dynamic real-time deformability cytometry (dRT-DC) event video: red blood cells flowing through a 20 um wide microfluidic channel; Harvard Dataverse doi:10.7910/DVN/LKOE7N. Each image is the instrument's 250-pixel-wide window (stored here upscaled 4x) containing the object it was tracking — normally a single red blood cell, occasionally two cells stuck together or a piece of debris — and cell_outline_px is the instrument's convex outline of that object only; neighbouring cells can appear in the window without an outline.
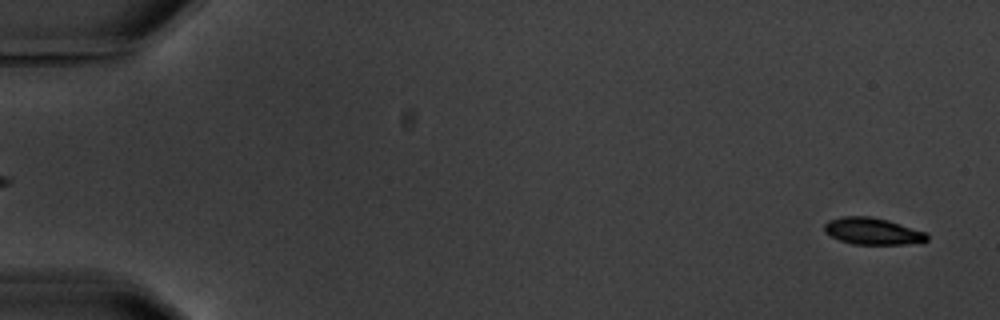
{"species": "common noctule bat (a hibernating species)", "species_latin": "Nyctalus noctula", "temperature_condition": "warm", "stored_images_in_passage": 3, "segment_of_instrument_passage": [2, 2], "camera_frame_rate_fps": 3000, "um_per_image_px": 0.085, "animal": {"sex": "male", "body_mass_g": 20.1, "forearm_length_mm": 53.5}, "frame": {"image": 1, "passage_image": 3, "time_ms": 2.333, "image_size_px": [1000, 320], "cell_outline_px": [[928, 240], [904, 244], [852, 244], [840, 240], [824, 232], [824, 224], [828, 220], [840, 216], [868, 216], [888, 220], [928, 232]], "centroid_in_image_um": [74.16, 19.64], "position_along_channel_um": 10.8, "area_um2": 16.07}}